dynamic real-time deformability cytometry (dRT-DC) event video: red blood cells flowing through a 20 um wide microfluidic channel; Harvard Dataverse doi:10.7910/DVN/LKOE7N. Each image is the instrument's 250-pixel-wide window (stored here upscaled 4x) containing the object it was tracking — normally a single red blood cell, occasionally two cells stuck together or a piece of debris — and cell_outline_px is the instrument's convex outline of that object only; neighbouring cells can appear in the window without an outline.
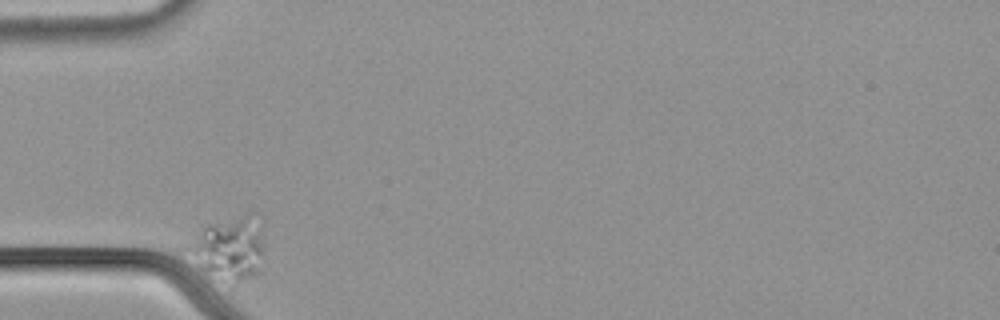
{"species": "common noctule bat (a hibernating species)", "species_latin": "Nyctalus noctula", "temperature_condition": "cold", "stored_images_in_passage": 35, "camera_frame_rate_fps": 3000, "um_per_image_px": 0.085, "animal": {"sex": "male", "body_mass_g": 21.5, "forearm_length_mm": 52.0}, "frame": {"image": 1, "passage_image": 1, "time_ms": 0.0, "image_size_px": [1000, 320], "cell_outline_px": [[260, 252], [256, 276], [232, 292], [200, 272], [180, 248], [184, 244], [208, 224], [244, 216], [260, 240]], "centroid_in_image_um": [19.19, 21.44], "position_along_channel_um": 65.8, "area_um2": 28.38}}
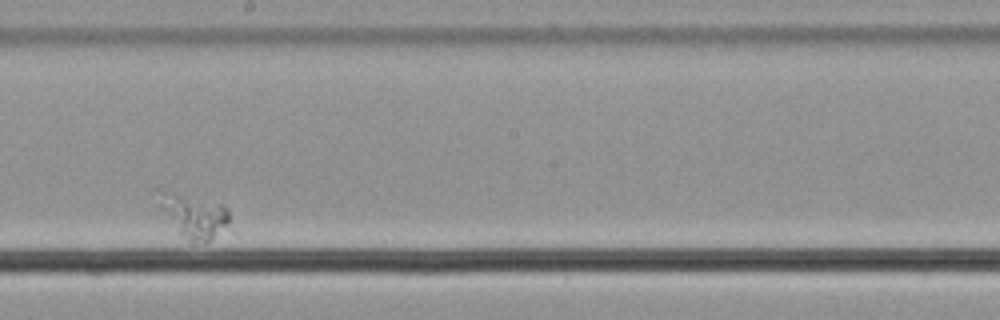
{"frame": {"image": 2, "passage_image": 20, "time_ms": 6.333, "image_size_px": [1000, 320], "cell_outline_px": [[232, 232], [204, 244], [188, 244], [160, 208], [152, 188], [160, 188], [220, 204], [228, 212]], "centroid_in_image_um": [16.49, 18.4], "position_along_channel_um": 231.7, "area_um2": 19.25}}
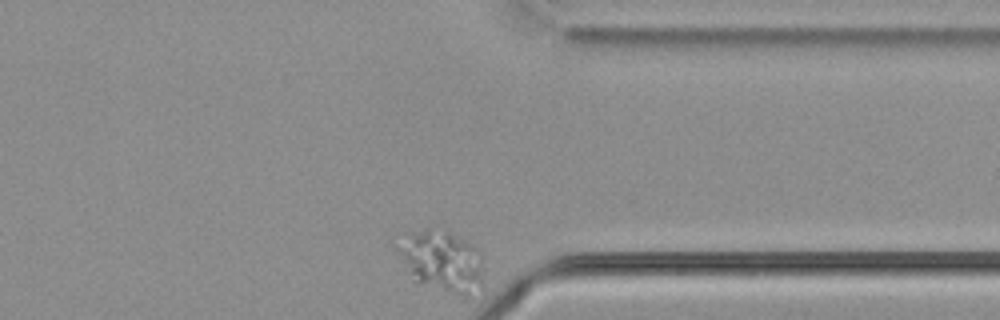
{"frame": {"image": 3, "passage_image": 35, "time_ms": 11.333, "image_size_px": [1000, 320], "cell_outline_px": [[484, 292], [472, 300], [420, 284], [416, 280], [400, 252], [400, 232], [432, 224], [436, 224], [472, 244], [480, 252], [484, 284]], "centroid_in_image_um": [37.66, 22.18], "position_along_channel_um": 373.7, "area_um2": 32.14}}